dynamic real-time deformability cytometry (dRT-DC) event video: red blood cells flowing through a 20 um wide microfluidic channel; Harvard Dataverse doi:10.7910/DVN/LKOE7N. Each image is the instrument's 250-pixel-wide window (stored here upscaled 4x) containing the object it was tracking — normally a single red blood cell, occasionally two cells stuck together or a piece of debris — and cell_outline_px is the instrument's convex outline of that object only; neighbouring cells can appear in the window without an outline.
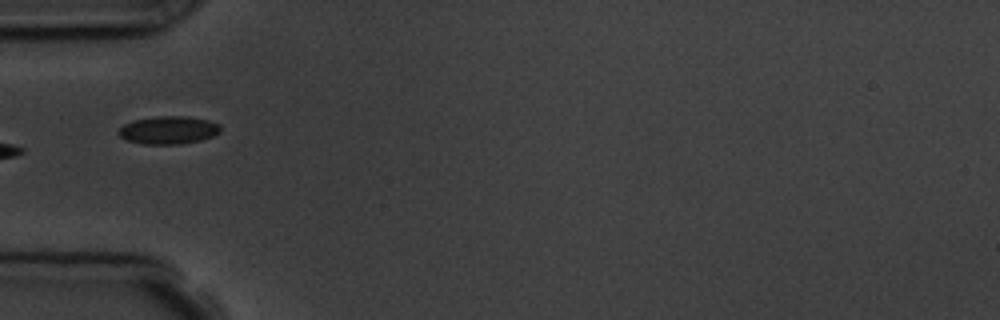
{"species": "common noctule bat (a hibernating species)", "species_latin": "Nyctalus noctula", "temperature_condition": "room temperature", "stored_images_in_passage": 10, "camera_frame_rate_fps": 3000, "um_per_image_px": 0.085, "animal": {"sex": "male", "body_mass_g": 19.5, "forearm_length_mm": 54.6}, "frame": {"image": 1, "passage_image": 5, "time_ms": 4.667, "image_size_px": [1000, 320], "cell_outline_px": [[220, 132], [212, 136], [200, 140], [180, 144], [144, 144], [128, 140], [120, 136], [116, 132], [124, 124], [132, 120], [156, 116], [188, 116], [208, 120], [220, 124]], "centroid_in_image_um": [14.31, 11.05], "position_along_channel_um": 70.7, "area_um2": 16.59}}